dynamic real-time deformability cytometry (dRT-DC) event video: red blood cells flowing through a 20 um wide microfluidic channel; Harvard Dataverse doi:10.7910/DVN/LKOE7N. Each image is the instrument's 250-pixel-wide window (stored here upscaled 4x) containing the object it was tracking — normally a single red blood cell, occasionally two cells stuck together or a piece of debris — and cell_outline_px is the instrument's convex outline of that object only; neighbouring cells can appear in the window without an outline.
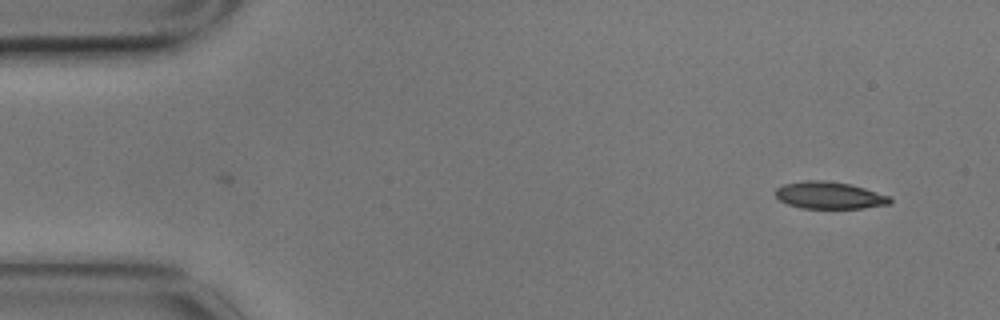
{"species": "common noctule bat (a hibernating species)", "species_latin": "Nyctalus noctula", "temperature_condition": "cold", "stored_images_in_passage": 8, "camera_frame_rate_fps": 3000, "um_per_image_px": 0.085, "animal": {"sex": "male", "body_mass_g": 17.9}, "frame": {"image": 1, "passage_image": 1, "time_ms": 0.0, "image_size_px": [1000, 320], "cell_outline_px": [[892, 204], [864, 208], [804, 208], [788, 204], [780, 200], [776, 196], [776, 188], [784, 184], [804, 180], [824, 180], [852, 184], [888, 196], [892, 200]], "centroid_in_image_um": [70.51, 16.6], "position_along_channel_um": 14.5, "area_um2": 18.03}}
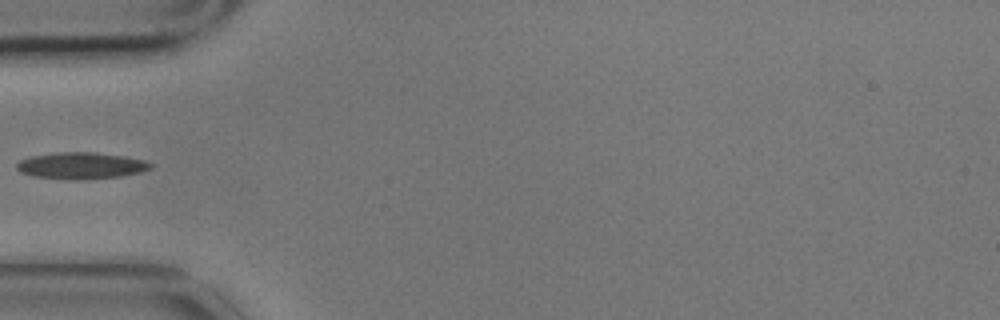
{"frame": {"image": 2, "passage_image": 5, "time_ms": 1.333, "image_size_px": [1000, 320], "cell_outline_px": [[152, 168], [140, 172], [120, 176], [80, 180], [68, 180], [32, 176], [20, 172], [16, 168], [16, 164], [20, 160], [32, 156], [56, 152], [96, 152], [124, 156], [144, 160], [152, 164]], "centroid_in_image_um": [6.87, 14.08], "position_along_channel_um": 78.1, "area_um2": 20.87}}
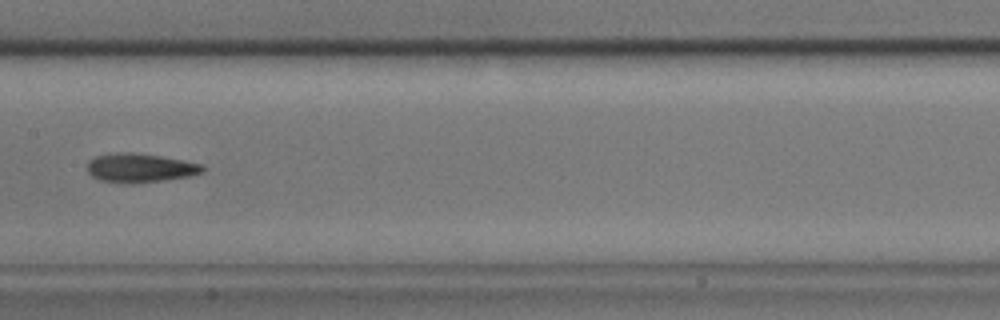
{"frame": {"image": 3, "passage_image": 8, "time_ms": 2.333, "image_size_px": [1000, 320], "cell_outline_px": [[204, 172], [192, 176], [164, 180], [132, 184], [128, 184], [100, 180], [92, 176], [88, 172], [88, 160], [96, 156], [116, 152], [132, 152], [160, 156], [204, 164]], "centroid_in_image_um": [11.92, 14.28], "position_along_channel_um": 195.5, "area_um2": 19.65}}